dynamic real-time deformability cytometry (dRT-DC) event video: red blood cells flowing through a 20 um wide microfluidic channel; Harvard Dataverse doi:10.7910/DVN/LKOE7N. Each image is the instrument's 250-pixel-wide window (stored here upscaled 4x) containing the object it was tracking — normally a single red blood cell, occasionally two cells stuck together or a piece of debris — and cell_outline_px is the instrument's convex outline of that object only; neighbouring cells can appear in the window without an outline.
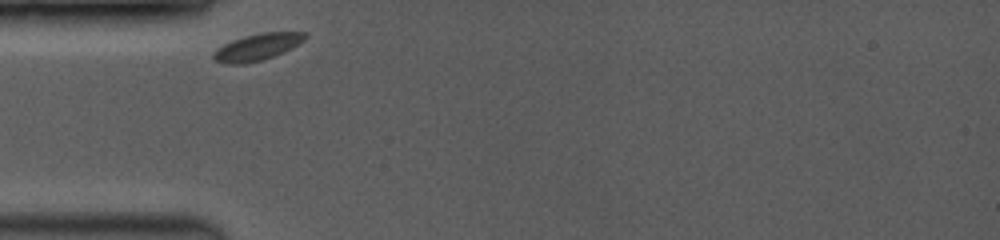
{"species": "common noctule bat (a hibernating species)", "species_latin": "Nyctalus noctula", "temperature_condition": "room temperature", "stored_images_in_passage": 5, "camera_frame_rate_fps": 3500, "um_per_image_px": 0.085, "animal": {"sex": "female", "body_mass_g": 19.0, "forearm_length_mm": 53.3}, "frame": {"image": 1, "passage_image": 1, "time_ms": 0.0, "image_size_px": [1000, 240], "cell_outline_px": [[308, 36], [304, 40], [292, 48], [284, 52], [260, 60], [244, 64], [224, 64], [216, 60], [212, 56], [212, 52], [216, 48], [232, 40], [244, 36], [260, 32], [308, 32]], "centroid_in_image_um": [21.86, 3.99], "position_along_channel_um": 63.1, "area_um2": 14.33}}
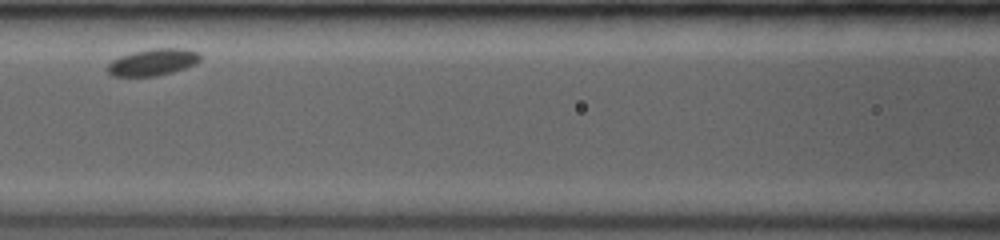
{"frame": {"image": 2, "passage_image": 3, "time_ms": 2.571, "image_size_px": [1000, 240], "cell_outline_px": [[200, 60], [196, 64], [172, 72], [156, 76], [112, 76], [108, 72], [108, 64], [112, 60], [120, 56], [132, 52], [152, 48], [184, 48], [200, 52]], "centroid_in_image_um": [13.02, 5.27], "position_along_channel_um": 153.6, "area_um2": 14.51}}
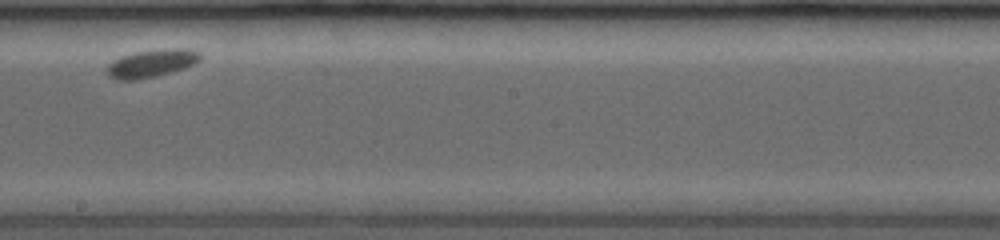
{"frame": {"image": 3, "passage_image": 5, "time_ms": 4.857, "image_size_px": [1000, 240], "cell_outline_px": [[200, 60], [196, 64], [172, 72], [156, 76], [136, 80], [116, 80], [108, 76], [104, 72], [104, 68], [108, 64], [124, 56], [136, 52], [164, 48], [184, 48], [200, 52]], "centroid_in_image_um": [12.87, 5.4], "position_along_channel_um": 235.3, "area_um2": 15.26}}